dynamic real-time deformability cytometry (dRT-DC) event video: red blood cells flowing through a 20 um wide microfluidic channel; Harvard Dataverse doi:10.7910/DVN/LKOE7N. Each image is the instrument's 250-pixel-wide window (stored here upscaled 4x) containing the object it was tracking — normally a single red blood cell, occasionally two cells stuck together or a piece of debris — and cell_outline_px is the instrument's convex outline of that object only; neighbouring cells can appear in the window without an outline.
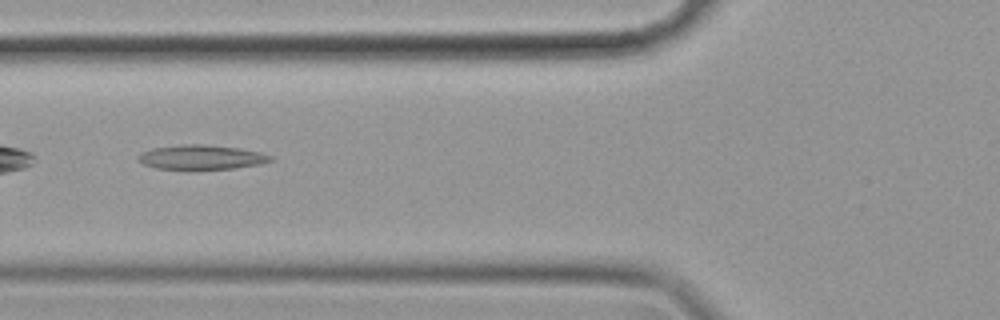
{"species": "common noctule bat (a hibernating species)", "species_latin": "Nyctalus noctula", "temperature_condition": "cold", "stored_images_in_passage": 23, "camera_frame_rate_fps": 3000, "um_per_image_px": 0.085, "animal": {"sex": "female", "body_mass_g": 19.9}, "frame": {"image": 1, "passage_image": 4, "time_ms": 1.0, "image_size_px": [1000, 320], "cell_outline_px": [[272, 160], [260, 164], [232, 168], [188, 172], [156, 168], [144, 164], [136, 160], [136, 156], [140, 152], [152, 148], [180, 144], [204, 144], [240, 148], [260, 152], [272, 156]], "centroid_in_image_um": [17.03, 13.39], "position_along_channel_um": 108.8, "area_um2": 19.77}}
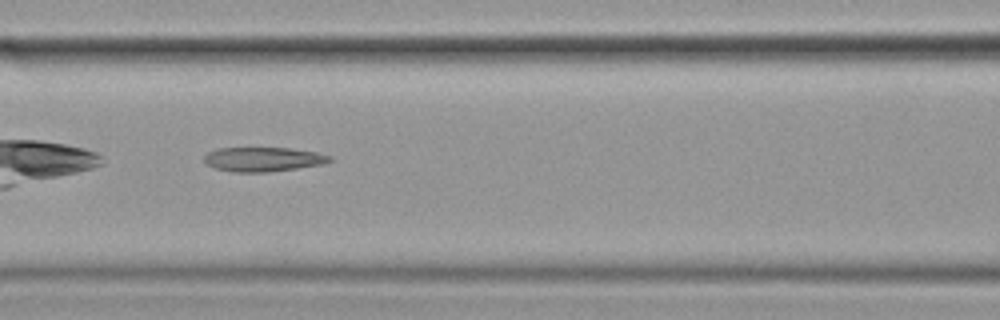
{"frame": {"image": 2, "passage_image": 7, "time_ms": 2.0, "image_size_px": [1000, 320], "cell_outline_px": [[332, 160], [320, 164], [296, 168], [268, 172], [236, 172], [216, 168], [208, 164], [204, 160], [204, 156], [208, 152], [216, 148], [288, 148], [316, 152], [332, 156]], "centroid_in_image_um": [22.35, 13.53], "position_along_channel_um": 144.2, "area_um2": 17.57}}